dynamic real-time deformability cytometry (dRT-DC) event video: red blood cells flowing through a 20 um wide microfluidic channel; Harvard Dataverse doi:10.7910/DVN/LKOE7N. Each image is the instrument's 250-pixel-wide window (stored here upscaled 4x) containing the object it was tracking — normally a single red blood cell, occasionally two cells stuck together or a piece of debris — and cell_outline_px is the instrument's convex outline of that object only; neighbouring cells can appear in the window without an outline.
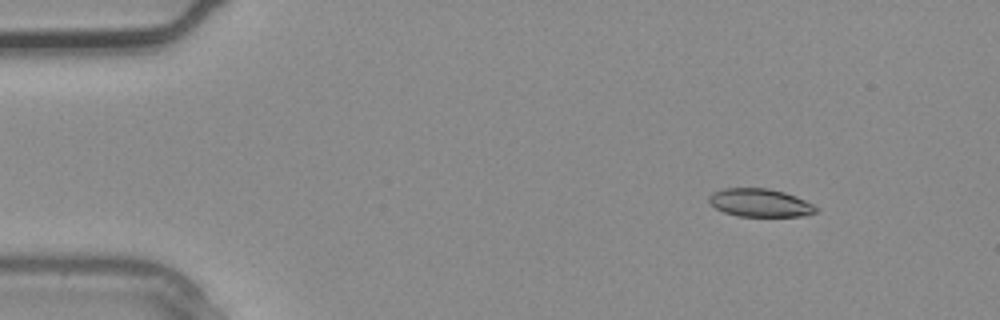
{"species": "common noctule bat (a hibernating species)", "species_latin": "Nyctalus noctula", "temperature_condition": "warm", "stored_images_in_passage": 3, "camera_frame_rate_fps": 3000, "um_per_image_px": 0.085, "animal": {"sex": "male", "body_mass_g": 20.4}, "frame": {"image": 1, "passage_image": 1, "time_ms": 0.0, "image_size_px": [1000, 320], "cell_outline_px": [[820, 208], [816, 212], [808, 216], [736, 216], [724, 212], [716, 208], [708, 200], [708, 196], [712, 192], [724, 188], [768, 188], [784, 192], [796, 196]], "centroid_in_image_um": [64.61, 17.24], "position_along_channel_um": 20.4, "area_um2": 17.63}}
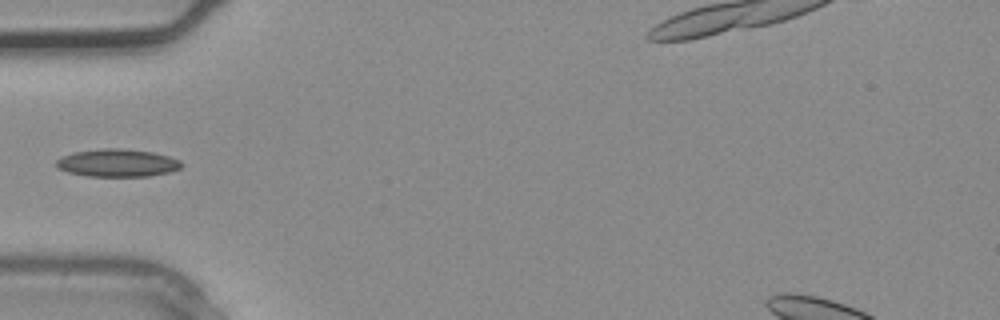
{"frame": {"image": 2, "passage_image": 3, "time_ms": 0.667, "image_size_px": [1000, 320], "cell_outline_px": [[184, 164], [180, 168], [168, 172], [148, 176], [88, 176], [68, 172], [56, 168], [56, 160], [60, 156], [72, 152], [100, 148], [120, 148], [152, 152], [168, 156], [180, 160]], "centroid_in_image_um": [9.94, 13.84], "position_along_channel_um": 75.1, "area_um2": 20.35}}